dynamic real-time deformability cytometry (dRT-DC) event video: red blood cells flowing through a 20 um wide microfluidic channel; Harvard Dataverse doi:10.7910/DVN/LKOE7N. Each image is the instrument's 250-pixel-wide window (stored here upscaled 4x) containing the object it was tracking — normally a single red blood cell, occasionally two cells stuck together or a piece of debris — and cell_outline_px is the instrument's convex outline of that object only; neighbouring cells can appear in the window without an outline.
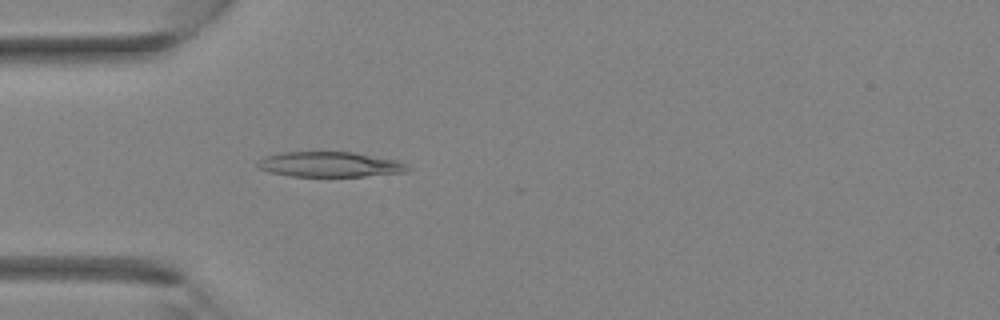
{"species": "Egyptian fruit bat (a non-hibernating species)", "species_latin": "Rousettus aegyptiacus", "temperature_condition": "room temperature", "stored_images_in_passage": 36, "camera_frame_rate_fps": 3000, "um_per_image_px": 0.085, "animal": {"sex": "female"}, "frame": {"image": 1, "passage_image": 11, "time_ms": 3.333, "image_size_px": [1000, 320], "cell_outline_px": [[412, 168], [404, 172], [364, 176], [292, 176], [268, 172], [256, 168], [256, 160], [264, 156], [280, 152], [352, 152], [396, 160]], "centroid_in_image_um": [27.93, 13.97], "position_along_channel_um": 57.1, "area_um2": 22.02}}
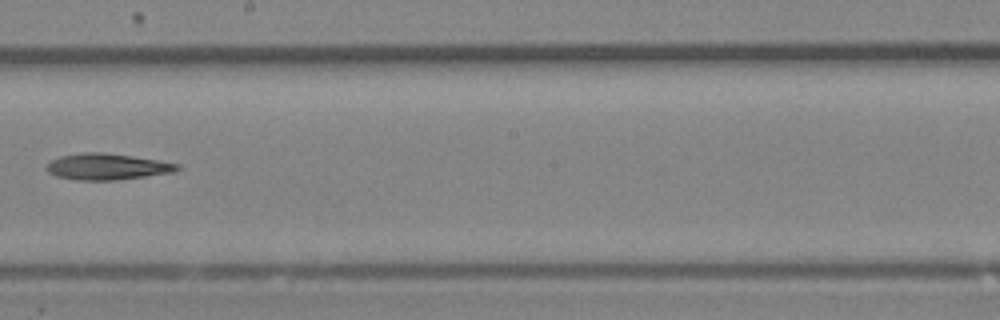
{"frame": {"image": 2, "passage_image": 21, "time_ms": 6.667, "image_size_px": [1000, 320], "cell_outline_px": [[180, 168], [172, 172], [116, 180], [76, 180], [56, 176], [48, 172], [48, 164], [52, 160], [60, 156], [84, 152], [100, 152], [132, 156], [180, 164]], "centroid_in_image_um": [9.09, 14.16], "position_along_channel_um": 239.1, "area_um2": 19.65}}
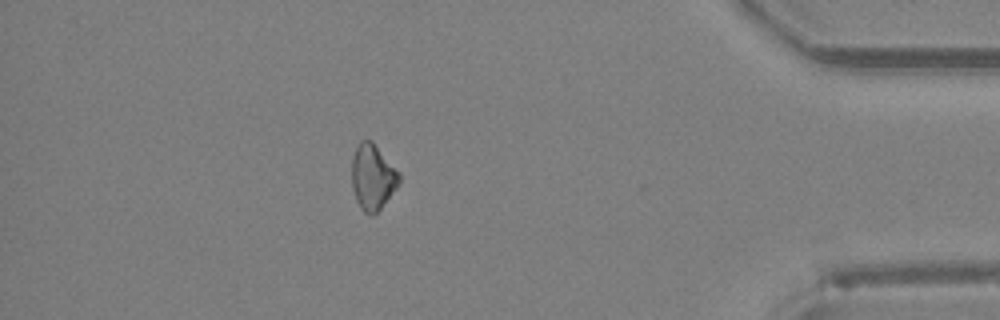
{"frame": {"image": 3, "passage_image": 32, "time_ms": 10.333, "image_size_px": [1000, 320], "cell_outline_px": [[400, 184], [380, 208], [372, 216], [364, 212], [360, 208], [356, 200], [352, 188], [352, 156], [356, 144], [360, 140], [372, 140], [400, 172]], "centroid_in_image_um": [31.67, 15.02], "position_along_channel_um": 403.5, "area_um2": 18.38}}